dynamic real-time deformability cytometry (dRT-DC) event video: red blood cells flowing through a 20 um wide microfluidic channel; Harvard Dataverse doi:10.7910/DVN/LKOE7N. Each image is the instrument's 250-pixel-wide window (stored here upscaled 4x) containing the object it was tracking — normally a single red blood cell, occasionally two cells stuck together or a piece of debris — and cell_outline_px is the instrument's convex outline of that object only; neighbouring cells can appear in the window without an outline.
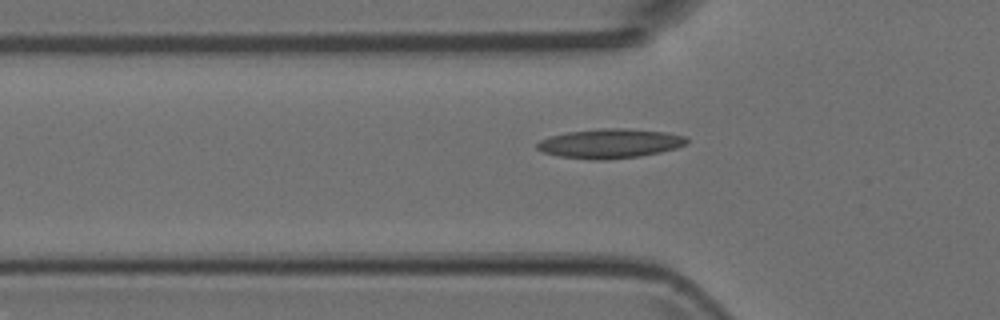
{"species": "Egyptian fruit bat (a non-hibernating species)", "species_latin": "Rousettus aegyptiacus", "temperature_condition": "room temperature", "stored_images_in_passage": 6, "segment_of_instrument_passage": [2, 2], "camera_frame_rate_fps": 3000, "um_per_image_px": 0.085, "animal": {"sex": "female"}, "frame": {"image": 1, "passage_image": 6, "time_ms": 1.667, "image_size_px": [1000, 320], "cell_outline_px": [[688, 140], [684, 144], [676, 148], [660, 152], [640, 156], [604, 160], [592, 160], [560, 156], [544, 152], [536, 148], [536, 144], [540, 140], [552, 136], [568, 132], [600, 128], [624, 128], [664, 132], [684, 136]], "centroid_in_image_um": [51.83, 12.2], "position_along_channel_um": 74.0, "area_um2": 25.37}}